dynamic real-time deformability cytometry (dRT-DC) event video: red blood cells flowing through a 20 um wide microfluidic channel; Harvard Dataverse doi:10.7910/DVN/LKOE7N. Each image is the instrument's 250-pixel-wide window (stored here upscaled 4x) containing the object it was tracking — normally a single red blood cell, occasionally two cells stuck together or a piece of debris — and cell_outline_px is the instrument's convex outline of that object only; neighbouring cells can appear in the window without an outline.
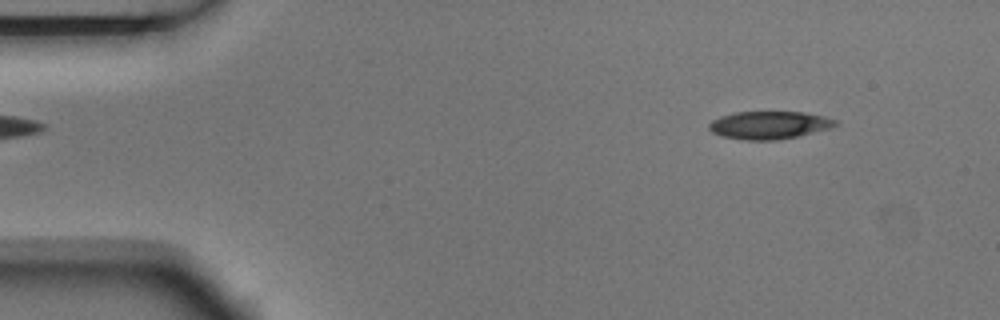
{"species": "Egyptian fruit bat (a non-hibernating species)", "species_latin": "Rousettus aegyptiacus", "temperature_condition": "room temperature", "stored_images_in_passage": 4, "camera_frame_rate_fps": 3000, "um_per_image_px": 0.085, "animal": {"sex": "male"}, "frame": {"image": 1, "passage_image": 1, "time_ms": 0.0, "image_size_px": [1000, 320], "cell_outline_px": [[840, 124], [828, 128], [800, 136], [776, 140], [748, 140], [724, 136], [712, 132], [708, 128], [708, 124], [712, 120], [720, 116], [736, 112], [804, 112], [824, 116], [836, 120]], "centroid_in_image_um": [65.39, 10.63], "position_along_channel_um": 19.6, "area_um2": 20.4}}